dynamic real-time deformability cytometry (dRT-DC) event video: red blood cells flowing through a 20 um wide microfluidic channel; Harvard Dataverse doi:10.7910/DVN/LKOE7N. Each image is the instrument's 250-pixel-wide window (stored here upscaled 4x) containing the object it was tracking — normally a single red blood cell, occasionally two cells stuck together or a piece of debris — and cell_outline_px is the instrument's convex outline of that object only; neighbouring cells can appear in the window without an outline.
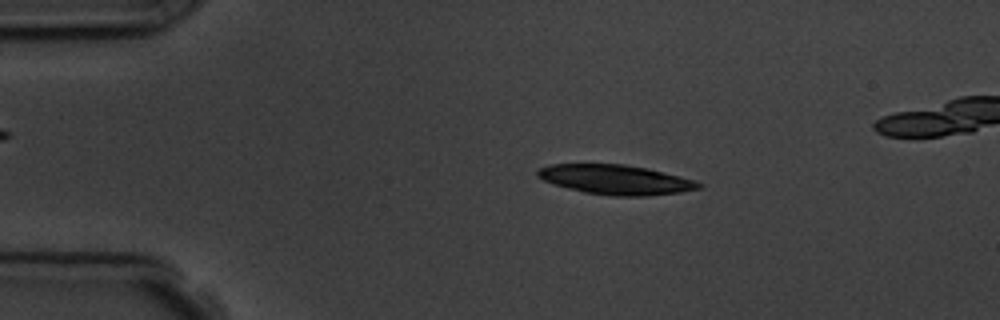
{"species": "common noctule bat (a hibernating species)", "species_latin": "Nyctalus noctula", "temperature_condition": "room temperature", "stored_images_in_passage": 5, "camera_frame_rate_fps": 3000, "um_per_image_px": 0.085, "animal": {"sex": "male", "body_mass_g": 19.5, "forearm_length_mm": 54.6}, "frame": {"image": 1, "passage_image": 2, "time_ms": 1.0, "image_size_px": [1000, 320], "cell_outline_px": [[704, 184], [700, 188], [680, 192], [648, 196], [612, 196], [584, 192], [568, 188], [544, 180], [536, 176], [536, 172], [540, 168], [548, 164], [624, 164], [648, 168], [696, 180]], "centroid_in_image_um": [52.36, 15.27], "position_along_channel_um": 32.6, "area_um2": 27.86}}